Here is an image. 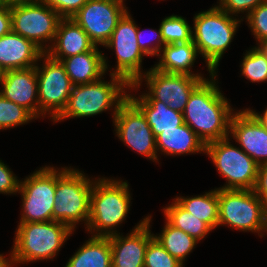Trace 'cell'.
<instances>
[{
    "label": "cell",
    "instance_id": "cell-17",
    "mask_svg": "<svg viewBox=\"0 0 267 267\" xmlns=\"http://www.w3.org/2000/svg\"><path fill=\"white\" fill-rule=\"evenodd\" d=\"M229 133L259 166L267 164V130L247 109L232 115Z\"/></svg>",
    "mask_w": 267,
    "mask_h": 267
},
{
    "label": "cell",
    "instance_id": "cell-11",
    "mask_svg": "<svg viewBox=\"0 0 267 267\" xmlns=\"http://www.w3.org/2000/svg\"><path fill=\"white\" fill-rule=\"evenodd\" d=\"M41 59H44V66H35L40 114L44 117L45 114H51L50 119L54 122L66 108L74 85L61 61L52 59L46 53Z\"/></svg>",
    "mask_w": 267,
    "mask_h": 267
},
{
    "label": "cell",
    "instance_id": "cell-34",
    "mask_svg": "<svg viewBox=\"0 0 267 267\" xmlns=\"http://www.w3.org/2000/svg\"><path fill=\"white\" fill-rule=\"evenodd\" d=\"M219 5H217L221 10L225 11L229 15L246 13V17L249 13L255 9L259 4L266 2L267 0H219Z\"/></svg>",
    "mask_w": 267,
    "mask_h": 267
},
{
    "label": "cell",
    "instance_id": "cell-6",
    "mask_svg": "<svg viewBox=\"0 0 267 267\" xmlns=\"http://www.w3.org/2000/svg\"><path fill=\"white\" fill-rule=\"evenodd\" d=\"M93 181L70 167L56 170L53 221L64 223L72 230L82 221L87 227Z\"/></svg>",
    "mask_w": 267,
    "mask_h": 267
},
{
    "label": "cell",
    "instance_id": "cell-18",
    "mask_svg": "<svg viewBox=\"0 0 267 267\" xmlns=\"http://www.w3.org/2000/svg\"><path fill=\"white\" fill-rule=\"evenodd\" d=\"M0 84L2 86L0 94L4 98L25 107L39 118L38 80L35 66L1 73Z\"/></svg>",
    "mask_w": 267,
    "mask_h": 267
},
{
    "label": "cell",
    "instance_id": "cell-16",
    "mask_svg": "<svg viewBox=\"0 0 267 267\" xmlns=\"http://www.w3.org/2000/svg\"><path fill=\"white\" fill-rule=\"evenodd\" d=\"M151 216L145 217L126 237L117 233L109 236L112 251V267H144L145 253L153 238Z\"/></svg>",
    "mask_w": 267,
    "mask_h": 267
},
{
    "label": "cell",
    "instance_id": "cell-9",
    "mask_svg": "<svg viewBox=\"0 0 267 267\" xmlns=\"http://www.w3.org/2000/svg\"><path fill=\"white\" fill-rule=\"evenodd\" d=\"M12 32L29 39L44 53V42H53L62 17L41 0L10 6Z\"/></svg>",
    "mask_w": 267,
    "mask_h": 267
},
{
    "label": "cell",
    "instance_id": "cell-8",
    "mask_svg": "<svg viewBox=\"0 0 267 267\" xmlns=\"http://www.w3.org/2000/svg\"><path fill=\"white\" fill-rule=\"evenodd\" d=\"M229 141L228 137L205 145L204 153L211 158L221 176L227 179L226 185L220 189L254 190L259 165Z\"/></svg>",
    "mask_w": 267,
    "mask_h": 267
},
{
    "label": "cell",
    "instance_id": "cell-12",
    "mask_svg": "<svg viewBox=\"0 0 267 267\" xmlns=\"http://www.w3.org/2000/svg\"><path fill=\"white\" fill-rule=\"evenodd\" d=\"M142 77L129 89H137L141 85V80L147 82L149 93L140 95L144 100H157L168 105L171 109L183 112L189 100L190 94L203 81L204 77H196L185 74H172L150 68Z\"/></svg>",
    "mask_w": 267,
    "mask_h": 267
},
{
    "label": "cell",
    "instance_id": "cell-37",
    "mask_svg": "<svg viewBox=\"0 0 267 267\" xmlns=\"http://www.w3.org/2000/svg\"><path fill=\"white\" fill-rule=\"evenodd\" d=\"M20 181L13 172L0 160V193L15 194L19 191Z\"/></svg>",
    "mask_w": 267,
    "mask_h": 267
},
{
    "label": "cell",
    "instance_id": "cell-25",
    "mask_svg": "<svg viewBox=\"0 0 267 267\" xmlns=\"http://www.w3.org/2000/svg\"><path fill=\"white\" fill-rule=\"evenodd\" d=\"M109 237L93 236L69 258L65 267H112Z\"/></svg>",
    "mask_w": 267,
    "mask_h": 267
},
{
    "label": "cell",
    "instance_id": "cell-30",
    "mask_svg": "<svg viewBox=\"0 0 267 267\" xmlns=\"http://www.w3.org/2000/svg\"><path fill=\"white\" fill-rule=\"evenodd\" d=\"M160 29L165 45L192 41V27L182 16L171 15L164 18Z\"/></svg>",
    "mask_w": 267,
    "mask_h": 267
},
{
    "label": "cell",
    "instance_id": "cell-1",
    "mask_svg": "<svg viewBox=\"0 0 267 267\" xmlns=\"http://www.w3.org/2000/svg\"><path fill=\"white\" fill-rule=\"evenodd\" d=\"M212 80H203L190 94L183 113L184 123L206 145L229 137L230 120L235 113L228 100Z\"/></svg>",
    "mask_w": 267,
    "mask_h": 267
},
{
    "label": "cell",
    "instance_id": "cell-42",
    "mask_svg": "<svg viewBox=\"0 0 267 267\" xmlns=\"http://www.w3.org/2000/svg\"><path fill=\"white\" fill-rule=\"evenodd\" d=\"M13 265H11L10 263V259L6 257H4V255L0 254V267H12Z\"/></svg>",
    "mask_w": 267,
    "mask_h": 267
},
{
    "label": "cell",
    "instance_id": "cell-39",
    "mask_svg": "<svg viewBox=\"0 0 267 267\" xmlns=\"http://www.w3.org/2000/svg\"><path fill=\"white\" fill-rule=\"evenodd\" d=\"M12 31L11 11L9 6L0 3V37Z\"/></svg>",
    "mask_w": 267,
    "mask_h": 267
},
{
    "label": "cell",
    "instance_id": "cell-27",
    "mask_svg": "<svg viewBox=\"0 0 267 267\" xmlns=\"http://www.w3.org/2000/svg\"><path fill=\"white\" fill-rule=\"evenodd\" d=\"M163 210L165 219L172 226L179 228L198 241L203 240L213 230L207 223L184 209L175 199L172 204H169Z\"/></svg>",
    "mask_w": 267,
    "mask_h": 267
},
{
    "label": "cell",
    "instance_id": "cell-29",
    "mask_svg": "<svg viewBox=\"0 0 267 267\" xmlns=\"http://www.w3.org/2000/svg\"><path fill=\"white\" fill-rule=\"evenodd\" d=\"M243 57L241 75L251 82L267 81V57L257 46L251 48Z\"/></svg>",
    "mask_w": 267,
    "mask_h": 267
},
{
    "label": "cell",
    "instance_id": "cell-26",
    "mask_svg": "<svg viewBox=\"0 0 267 267\" xmlns=\"http://www.w3.org/2000/svg\"><path fill=\"white\" fill-rule=\"evenodd\" d=\"M175 200L193 216L207 223L212 229L218 227V189L194 197L179 196Z\"/></svg>",
    "mask_w": 267,
    "mask_h": 267
},
{
    "label": "cell",
    "instance_id": "cell-13",
    "mask_svg": "<svg viewBox=\"0 0 267 267\" xmlns=\"http://www.w3.org/2000/svg\"><path fill=\"white\" fill-rule=\"evenodd\" d=\"M128 12L118 21L105 47L114 49L116 53L117 66L111 74L122 77L132 85L143 75L141 64L146 55L138 46L137 25Z\"/></svg>",
    "mask_w": 267,
    "mask_h": 267
},
{
    "label": "cell",
    "instance_id": "cell-10",
    "mask_svg": "<svg viewBox=\"0 0 267 267\" xmlns=\"http://www.w3.org/2000/svg\"><path fill=\"white\" fill-rule=\"evenodd\" d=\"M55 189V167H42L24 181L20 180L18 193L23 203L20 222L53 221Z\"/></svg>",
    "mask_w": 267,
    "mask_h": 267
},
{
    "label": "cell",
    "instance_id": "cell-15",
    "mask_svg": "<svg viewBox=\"0 0 267 267\" xmlns=\"http://www.w3.org/2000/svg\"><path fill=\"white\" fill-rule=\"evenodd\" d=\"M127 12L120 0H88L72 17L98 47L105 45L112 36L118 21Z\"/></svg>",
    "mask_w": 267,
    "mask_h": 267
},
{
    "label": "cell",
    "instance_id": "cell-43",
    "mask_svg": "<svg viewBox=\"0 0 267 267\" xmlns=\"http://www.w3.org/2000/svg\"><path fill=\"white\" fill-rule=\"evenodd\" d=\"M257 45L267 57V41H264V42L257 44Z\"/></svg>",
    "mask_w": 267,
    "mask_h": 267
},
{
    "label": "cell",
    "instance_id": "cell-20",
    "mask_svg": "<svg viewBox=\"0 0 267 267\" xmlns=\"http://www.w3.org/2000/svg\"><path fill=\"white\" fill-rule=\"evenodd\" d=\"M51 44L46 54L57 61L91 51L95 47L88 34L73 18L61 19L54 42Z\"/></svg>",
    "mask_w": 267,
    "mask_h": 267
},
{
    "label": "cell",
    "instance_id": "cell-33",
    "mask_svg": "<svg viewBox=\"0 0 267 267\" xmlns=\"http://www.w3.org/2000/svg\"><path fill=\"white\" fill-rule=\"evenodd\" d=\"M246 19L258 44L267 41V1L253 9Z\"/></svg>",
    "mask_w": 267,
    "mask_h": 267
},
{
    "label": "cell",
    "instance_id": "cell-19",
    "mask_svg": "<svg viewBox=\"0 0 267 267\" xmlns=\"http://www.w3.org/2000/svg\"><path fill=\"white\" fill-rule=\"evenodd\" d=\"M43 54L29 39L11 31L0 37V73L36 66Z\"/></svg>",
    "mask_w": 267,
    "mask_h": 267
},
{
    "label": "cell",
    "instance_id": "cell-31",
    "mask_svg": "<svg viewBox=\"0 0 267 267\" xmlns=\"http://www.w3.org/2000/svg\"><path fill=\"white\" fill-rule=\"evenodd\" d=\"M36 118L25 107L7 100L0 94V130L24 125Z\"/></svg>",
    "mask_w": 267,
    "mask_h": 267
},
{
    "label": "cell",
    "instance_id": "cell-7",
    "mask_svg": "<svg viewBox=\"0 0 267 267\" xmlns=\"http://www.w3.org/2000/svg\"><path fill=\"white\" fill-rule=\"evenodd\" d=\"M217 189L218 226L260 233V237L267 233V207L254 190Z\"/></svg>",
    "mask_w": 267,
    "mask_h": 267
},
{
    "label": "cell",
    "instance_id": "cell-35",
    "mask_svg": "<svg viewBox=\"0 0 267 267\" xmlns=\"http://www.w3.org/2000/svg\"><path fill=\"white\" fill-rule=\"evenodd\" d=\"M150 38L148 37V40L145 42V39L143 38V31L138 28L137 26V43L139 48L142 50V52L146 55V56H158L161 53L162 47L165 45L163 39H162V34H161V29L159 27L158 30H152L150 29ZM153 36L156 37V39H154L157 43L154 45V43L152 44L151 42L153 41ZM151 41V42H150ZM152 44V45H151Z\"/></svg>",
    "mask_w": 267,
    "mask_h": 267
},
{
    "label": "cell",
    "instance_id": "cell-2",
    "mask_svg": "<svg viewBox=\"0 0 267 267\" xmlns=\"http://www.w3.org/2000/svg\"><path fill=\"white\" fill-rule=\"evenodd\" d=\"M128 183L113 179L97 178L90 194V216L87 231L93 236L109 237L117 234L130 209L131 196Z\"/></svg>",
    "mask_w": 267,
    "mask_h": 267
},
{
    "label": "cell",
    "instance_id": "cell-5",
    "mask_svg": "<svg viewBox=\"0 0 267 267\" xmlns=\"http://www.w3.org/2000/svg\"><path fill=\"white\" fill-rule=\"evenodd\" d=\"M110 77L109 82L100 78L91 83L74 85L66 108L54 122L97 115L111 107L114 108V118L119 106L128 98L125 90L130 85L120 76L110 73Z\"/></svg>",
    "mask_w": 267,
    "mask_h": 267
},
{
    "label": "cell",
    "instance_id": "cell-32",
    "mask_svg": "<svg viewBox=\"0 0 267 267\" xmlns=\"http://www.w3.org/2000/svg\"><path fill=\"white\" fill-rule=\"evenodd\" d=\"M183 265L171 256L154 237L149 241L144 267H183Z\"/></svg>",
    "mask_w": 267,
    "mask_h": 267
},
{
    "label": "cell",
    "instance_id": "cell-3",
    "mask_svg": "<svg viewBox=\"0 0 267 267\" xmlns=\"http://www.w3.org/2000/svg\"><path fill=\"white\" fill-rule=\"evenodd\" d=\"M72 231L69 226L57 221L19 222L10 263L24 264L54 258Z\"/></svg>",
    "mask_w": 267,
    "mask_h": 267
},
{
    "label": "cell",
    "instance_id": "cell-23",
    "mask_svg": "<svg viewBox=\"0 0 267 267\" xmlns=\"http://www.w3.org/2000/svg\"><path fill=\"white\" fill-rule=\"evenodd\" d=\"M128 98L145 115L155 138L163 131L177 129L184 123L182 112L171 109L161 101L144 100L141 96L135 98L131 94H128Z\"/></svg>",
    "mask_w": 267,
    "mask_h": 267
},
{
    "label": "cell",
    "instance_id": "cell-21",
    "mask_svg": "<svg viewBox=\"0 0 267 267\" xmlns=\"http://www.w3.org/2000/svg\"><path fill=\"white\" fill-rule=\"evenodd\" d=\"M61 63L73 85L87 84L103 78L109 66L97 46L91 51L64 58Z\"/></svg>",
    "mask_w": 267,
    "mask_h": 267
},
{
    "label": "cell",
    "instance_id": "cell-38",
    "mask_svg": "<svg viewBox=\"0 0 267 267\" xmlns=\"http://www.w3.org/2000/svg\"><path fill=\"white\" fill-rule=\"evenodd\" d=\"M254 192L267 207V164L260 165L258 168Z\"/></svg>",
    "mask_w": 267,
    "mask_h": 267
},
{
    "label": "cell",
    "instance_id": "cell-24",
    "mask_svg": "<svg viewBox=\"0 0 267 267\" xmlns=\"http://www.w3.org/2000/svg\"><path fill=\"white\" fill-rule=\"evenodd\" d=\"M156 150L166 155L205 152V144L187 124L163 131L156 137Z\"/></svg>",
    "mask_w": 267,
    "mask_h": 267
},
{
    "label": "cell",
    "instance_id": "cell-28",
    "mask_svg": "<svg viewBox=\"0 0 267 267\" xmlns=\"http://www.w3.org/2000/svg\"><path fill=\"white\" fill-rule=\"evenodd\" d=\"M153 237L164 247V249L173 257H175L182 264L187 255H189L198 240L189 236L184 231L172 226L167 220L162 232Z\"/></svg>",
    "mask_w": 267,
    "mask_h": 267
},
{
    "label": "cell",
    "instance_id": "cell-22",
    "mask_svg": "<svg viewBox=\"0 0 267 267\" xmlns=\"http://www.w3.org/2000/svg\"><path fill=\"white\" fill-rule=\"evenodd\" d=\"M161 57L155 69L164 73L185 74L196 77H203L191 71L192 65L198 56V49L193 41L166 44L162 47Z\"/></svg>",
    "mask_w": 267,
    "mask_h": 267
},
{
    "label": "cell",
    "instance_id": "cell-36",
    "mask_svg": "<svg viewBox=\"0 0 267 267\" xmlns=\"http://www.w3.org/2000/svg\"><path fill=\"white\" fill-rule=\"evenodd\" d=\"M62 18H72L88 0H41Z\"/></svg>",
    "mask_w": 267,
    "mask_h": 267
},
{
    "label": "cell",
    "instance_id": "cell-14",
    "mask_svg": "<svg viewBox=\"0 0 267 267\" xmlns=\"http://www.w3.org/2000/svg\"><path fill=\"white\" fill-rule=\"evenodd\" d=\"M120 140L137 153L158 162L156 138L142 111L127 98L113 118Z\"/></svg>",
    "mask_w": 267,
    "mask_h": 267
},
{
    "label": "cell",
    "instance_id": "cell-4",
    "mask_svg": "<svg viewBox=\"0 0 267 267\" xmlns=\"http://www.w3.org/2000/svg\"><path fill=\"white\" fill-rule=\"evenodd\" d=\"M193 20L192 41L205 59L211 77L218 70L219 61L231 44L241 20L218 6L199 12Z\"/></svg>",
    "mask_w": 267,
    "mask_h": 267
},
{
    "label": "cell",
    "instance_id": "cell-41",
    "mask_svg": "<svg viewBox=\"0 0 267 267\" xmlns=\"http://www.w3.org/2000/svg\"><path fill=\"white\" fill-rule=\"evenodd\" d=\"M40 0H0V3L5 6H14V5H20V4H27V3H33Z\"/></svg>",
    "mask_w": 267,
    "mask_h": 267
},
{
    "label": "cell",
    "instance_id": "cell-40",
    "mask_svg": "<svg viewBox=\"0 0 267 267\" xmlns=\"http://www.w3.org/2000/svg\"><path fill=\"white\" fill-rule=\"evenodd\" d=\"M247 110L255 117V119L267 130V108L265 109L263 115L256 113L249 108Z\"/></svg>",
    "mask_w": 267,
    "mask_h": 267
}]
</instances>
